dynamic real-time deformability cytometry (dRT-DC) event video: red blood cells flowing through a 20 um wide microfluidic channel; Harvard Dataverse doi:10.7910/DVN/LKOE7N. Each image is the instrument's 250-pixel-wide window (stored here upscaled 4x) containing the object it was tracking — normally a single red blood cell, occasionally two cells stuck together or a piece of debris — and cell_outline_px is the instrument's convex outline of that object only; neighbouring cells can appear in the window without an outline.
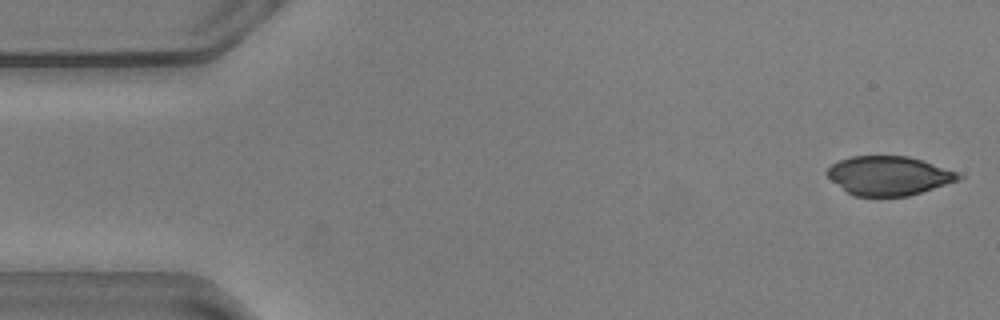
{"species": "common noctule bat (a hibernating species)", "species_latin": "Nyctalus noctula", "temperature_condition": "warm", "stored_images_in_passage": 15, "camera_frame_rate_fps": 3000, "um_per_image_px": 0.085, "animal": {"sex": "male", "body_mass_g": 20.5, "forearm_length_mm": 52.5}, "frame": {"image": 1, "passage_image": 1, "time_ms": 0.0, "image_size_px": [1000, 320], "cell_outline_px": [[964, 176], [960, 180], [908, 196], [856, 196], [848, 192], [832, 180], [828, 176], [828, 168], [832, 164], [840, 160], [852, 156], [908, 156], [924, 160], [956, 172]], "centroid_in_image_um": [75.58, 14.93], "position_along_channel_um": 9.4, "area_um2": 29.59}}